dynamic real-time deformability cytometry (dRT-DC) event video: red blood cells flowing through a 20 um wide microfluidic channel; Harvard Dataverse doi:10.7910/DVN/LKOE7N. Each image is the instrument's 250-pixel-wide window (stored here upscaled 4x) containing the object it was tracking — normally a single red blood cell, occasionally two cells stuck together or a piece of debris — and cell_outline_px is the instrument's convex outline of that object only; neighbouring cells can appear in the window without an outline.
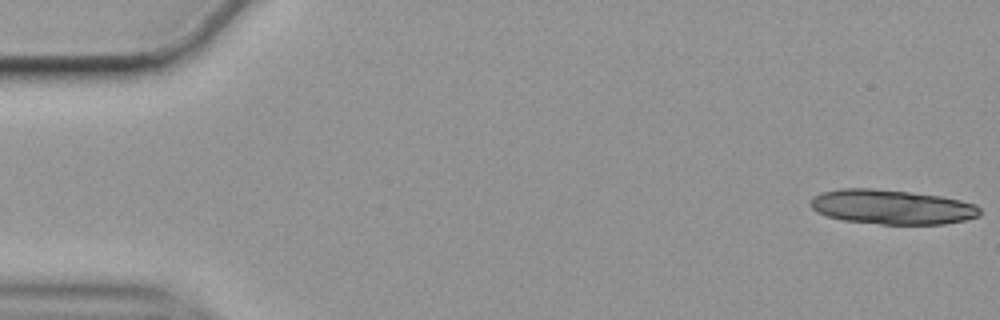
{"species": "common noctule bat (a hibernating species)", "species_latin": "Nyctalus noctula", "temperature_condition": "cold", "stored_images_in_passage": 7, "camera_frame_rate_fps": 3000, "um_per_image_px": 0.085, "animal": {"sex": "female", "body_mass_g": 19.9}, "frame": {"image": 1, "passage_image": 1, "time_ms": 0.0, "image_size_px": [1000, 320], "cell_outline_px": [[980, 216], [964, 220], [944, 224], [880, 224], [840, 220], [824, 216], [816, 212], [808, 204], [812, 196], [820, 192], [840, 188], [872, 188], [908, 192], [940, 196], [960, 200], [976, 204], [980, 208]], "centroid_in_image_um": [75.74, 17.59], "position_along_channel_um": 9.3, "area_um2": 34.51}}